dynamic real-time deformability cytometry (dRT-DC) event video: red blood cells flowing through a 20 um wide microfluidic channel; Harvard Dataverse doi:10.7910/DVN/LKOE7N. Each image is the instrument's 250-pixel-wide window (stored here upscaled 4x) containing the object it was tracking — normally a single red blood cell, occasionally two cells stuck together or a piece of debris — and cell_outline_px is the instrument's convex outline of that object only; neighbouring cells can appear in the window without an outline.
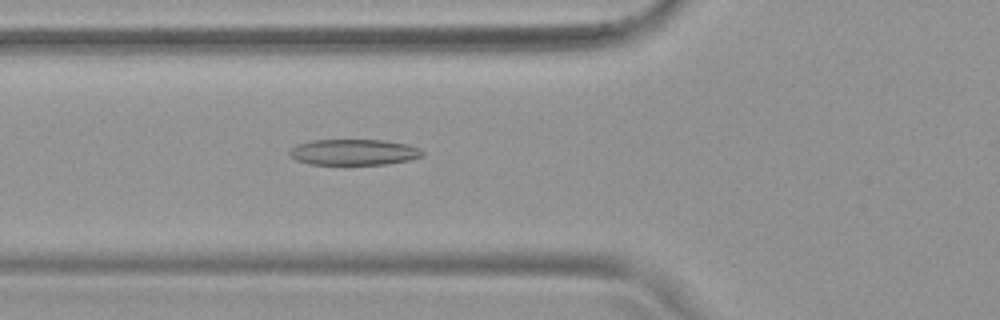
{"species": "common noctule bat (a hibernating species)", "species_latin": "Nyctalus noctula", "temperature_condition": "warm", "stored_images_in_passage": 54, "camera_frame_rate_fps": 3000, "um_per_image_px": 0.085, "animal": {"sex": "female", "body_mass_g": 19.9}, "frame": {"image": 1, "passage_image": 20, "time_ms": 6.333, "image_size_px": [1000, 320], "cell_outline_px": [[424, 156], [412, 160], [388, 164], [312, 164], [296, 160], [288, 152], [296, 144], [312, 140], [384, 140], [408, 144], [420, 148], [424, 152]], "centroid_in_image_um": [30.14, 12.93], "position_along_channel_um": 95.7, "area_um2": 20.17}}
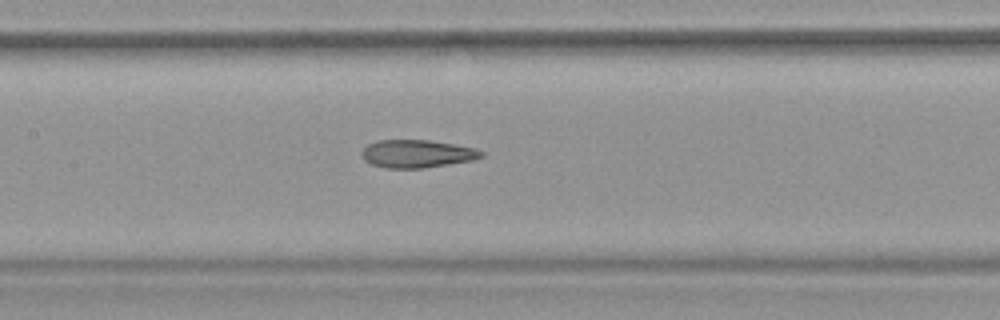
{"frame": {"image": 2, "passage_image": 26, "time_ms": 8.333, "image_size_px": [1000, 320], "cell_outline_px": [[484, 156], [472, 160], [424, 168], [384, 168], [372, 164], [364, 160], [360, 156], [360, 152], [368, 144], [376, 140], [428, 140], [476, 148], [484, 152]], "centroid_in_image_um": [35.41, 13.07], "position_along_channel_um": 172.0, "area_um2": 19.48}}
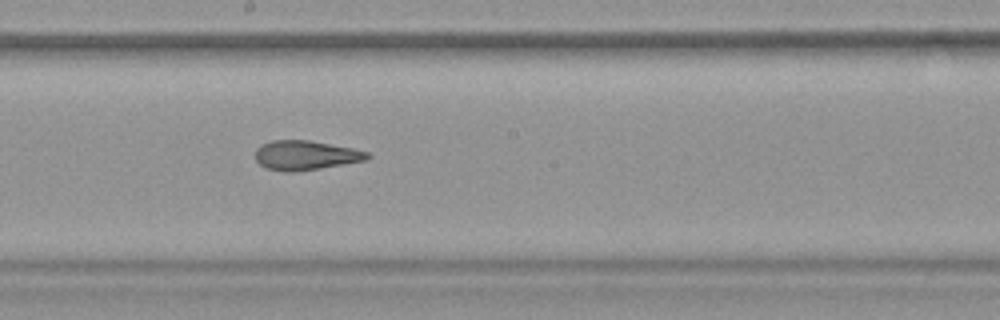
{"frame": {"image": 3, "passage_image": 30, "time_ms": 9.667, "image_size_px": [1000, 320], "cell_outline_px": [[372, 156], [368, 160], [320, 168], [292, 172], [284, 172], [264, 168], [256, 160], [256, 148], [260, 144], [272, 140], [308, 140], [352, 148], [368, 152]], "centroid_in_image_um": [25.96, 13.2], "position_along_channel_um": 222.2, "area_um2": 19.31}, "authors_computed_cell_mechanics": {"area_um2": 21.2993, "velocity_mm_per_s": 3.788, "shape_relaxation_time_tau1_ms": 8.9994, "shape_relaxation_time_tau2_ms": 1.8241, "deformation_change_tau1": 0.2576, "deformation_change_tau2": 0.1138}}